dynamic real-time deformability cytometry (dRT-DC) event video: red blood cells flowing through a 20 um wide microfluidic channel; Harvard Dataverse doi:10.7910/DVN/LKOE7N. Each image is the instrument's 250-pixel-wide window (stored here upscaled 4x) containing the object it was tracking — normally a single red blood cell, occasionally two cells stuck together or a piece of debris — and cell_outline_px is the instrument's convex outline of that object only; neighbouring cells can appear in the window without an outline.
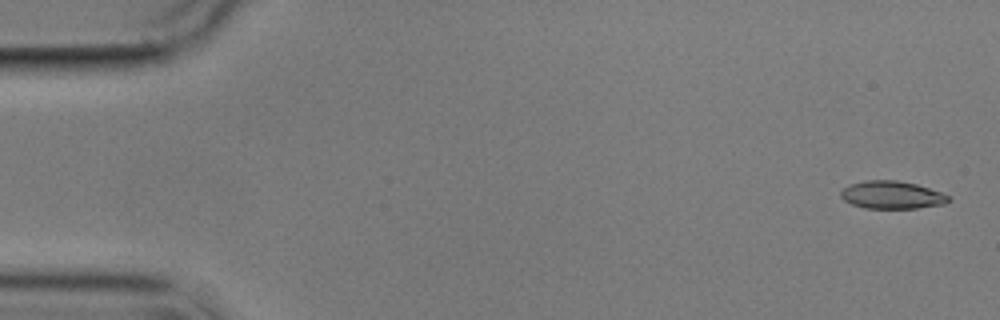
{"species": "common noctule bat (a hibernating species)", "species_latin": "Nyctalus noctula", "temperature_condition": "cold", "stored_images_in_passage": 4, "camera_frame_rate_fps": 3000, "um_per_image_px": 0.085, "animal": {"sex": "male", "body_mass_g": 17.9}, "frame": {"image": 1, "passage_image": 1, "time_ms": 0.0, "image_size_px": [1000, 320], "cell_outline_px": [[952, 200], [944, 204], [916, 208], [864, 208], [852, 204], [844, 200], [840, 196], [840, 192], [848, 184], [868, 180], [896, 180], [916, 184], [940, 192], [948, 196]], "centroid_in_image_um": [75.79, 16.57], "position_along_channel_um": 9.2, "area_um2": 17.34}}
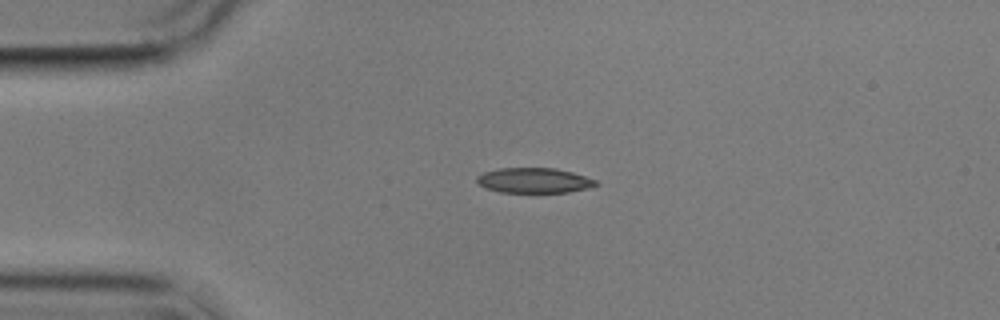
{"frame": {"image": 2, "passage_image": 4, "time_ms": 3.667, "image_size_px": [1000, 320], "cell_outline_px": [[600, 184], [588, 188], [568, 192], [500, 192], [484, 188], [476, 180], [476, 176], [484, 172], [496, 168], [556, 168], [572, 172], [596, 180]], "centroid_in_image_um": [45.38, 15.33], "position_along_channel_um": 39.6, "area_um2": 17.46}}